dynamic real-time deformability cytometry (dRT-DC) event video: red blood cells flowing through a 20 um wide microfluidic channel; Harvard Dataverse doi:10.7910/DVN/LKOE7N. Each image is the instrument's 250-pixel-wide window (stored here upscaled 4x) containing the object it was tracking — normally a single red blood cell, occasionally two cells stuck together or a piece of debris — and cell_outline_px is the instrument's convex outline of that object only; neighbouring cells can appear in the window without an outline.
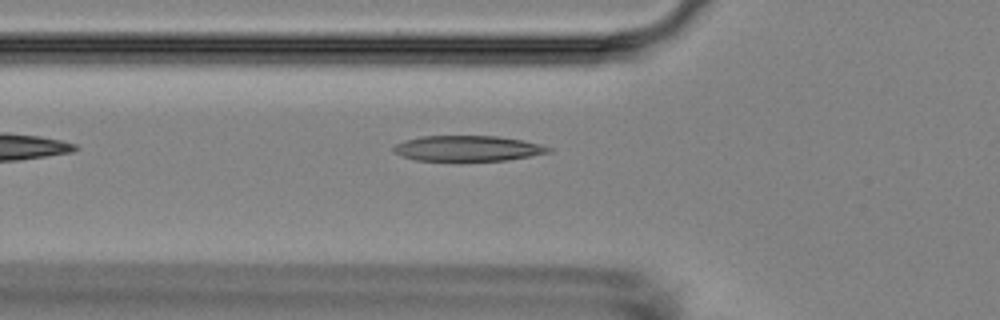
{"species": "Egyptian fruit bat (a non-hibernating species)", "species_latin": "Rousettus aegyptiacus", "temperature_condition": "room temperature", "stored_images_in_passage": 4, "camera_frame_rate_fps": 3000, "um_per_image_px": 0.085, "animal": {"sex": "female"}, "frame": {"image": 1, "passage_image": 4, "time_ms": 4.333, "image_size_px": [1000, 320], "cell_outline_px": [[552, 152], [508, 160], [460, 164], [416, 160], [392, 152], [392, 148], [396, 144], [404, 140], [420, 136], [496, 136], [520, 140], [540, 144], [552, 148]], "centroid_in_image_um": [39.72, 12.67], "position_along_channel_um": 86.1, "area_um2": 24.16}}